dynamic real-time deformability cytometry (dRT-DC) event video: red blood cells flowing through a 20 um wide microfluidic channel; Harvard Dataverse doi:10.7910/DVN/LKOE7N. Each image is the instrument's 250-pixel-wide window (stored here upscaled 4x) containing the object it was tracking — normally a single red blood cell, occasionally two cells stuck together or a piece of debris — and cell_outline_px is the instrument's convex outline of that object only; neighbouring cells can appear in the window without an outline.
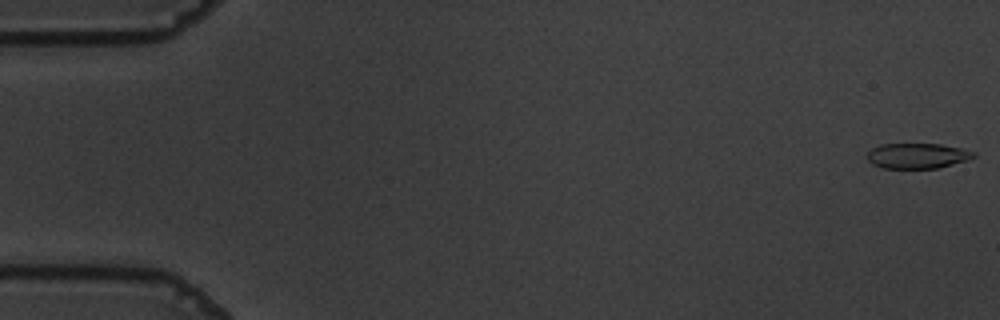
{"species": "common noctule bat (a hibernating species)", "species_latin": "Nyctalus noctula", "temperature_condition": "warm", "stored_images_in_passage": 56, "camera_frame_rate_fps": 3000, "um_per_image_px": 0.085, "animal": {"sex": "male", "body_mass_g": 19.5, "forearm_length_mm": 54.6}, "frame": {"image": 1, "passage_image": 1, "time_ms": 0.0, "image_size_px": [1000, 320], "cell_outline_px": [[976, 156], [968, 160], [936, 168], [880, 168], [872, 164], [868, 160], [868, 152], [872, 148], [880, 144], [940, 144], [960, 148], [976, 152]], "centroid_in_image_um": [77.97, 13.24], "position_along_channel_um": 7.0, "area_um2": 15.66}}
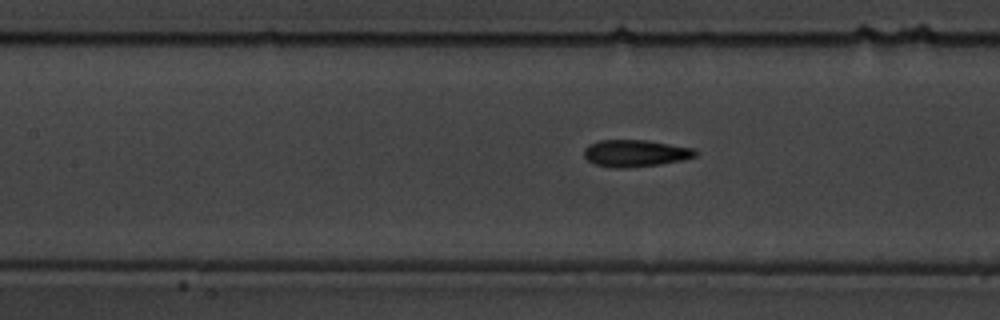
{"frame": {"image": 2, "passage_image": 25, "time_ms": 8.0, "image_size_px": [1000, 320], "cell_outline_px": [[700, 152], [696, 156], [684, 160], [660, 164], [628, 168], [612, 168], [596, 164], [588, 160], [584, 156], [584, 148], [588, 144], [600, 140], [648, 140], [696, 148]], "centroid_in_image_um": [54.05, 13.02], "position_along_channel_um": 153.3, "area_um2": 17.8}}
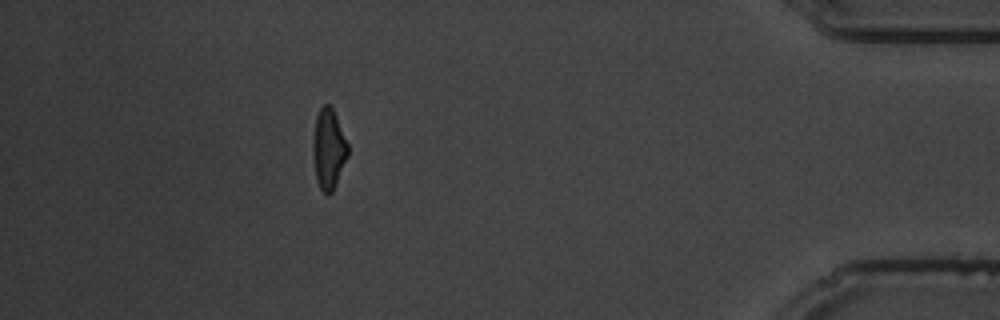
{"frame": {"image": 3, "passage_image": 50, "time_ms": 16.333, "image_size_px": [1000, 320], "cell_outline_px": [[348, 156], [336, 184], [332, 192], [324, 192], [320, 188], [316, 180], [312, 152], [312, 140], [316, 116], [320, 108], [324, 104], [328, 104], [332, 108], [336, 116], [348, 144]], "centroid_in_image_um": [27.91, 12.65], "position_along_channel_um": 407.3, "area_um2": 16.3}, "authors_computed_cell_mechanics": {"area_um2": 16.8198, "velocity_mm_per_s": 3.6576, "shape_relaxation_time_tau1_ms": 3.6982, "shape_relaxation_time_tau2_ms": 1.5085, "deformation_change_tau1": 0.1645, "deformation_change_tau2": 0.0882}}